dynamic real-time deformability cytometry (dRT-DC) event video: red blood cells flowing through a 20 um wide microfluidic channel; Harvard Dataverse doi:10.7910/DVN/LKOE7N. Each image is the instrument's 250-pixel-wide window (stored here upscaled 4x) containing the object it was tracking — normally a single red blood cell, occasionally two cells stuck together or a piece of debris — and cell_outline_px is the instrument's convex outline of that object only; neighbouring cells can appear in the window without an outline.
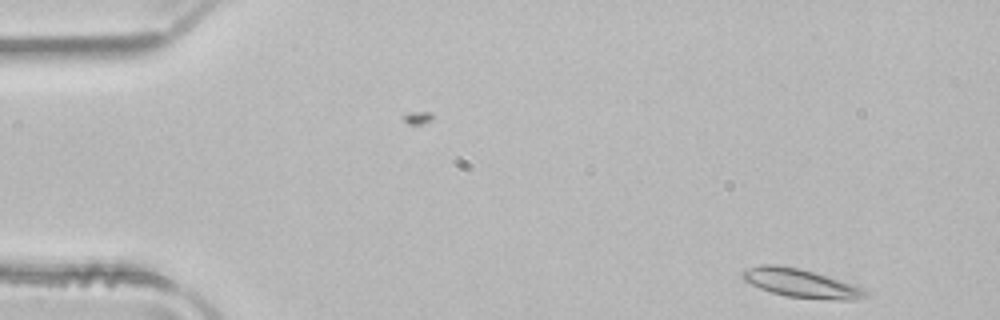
{"species": "common noctule bat (a hibernating species)", "species_latin": "Nyctalus noctula", "temperature_condition": "room temperature", "stored_images_in_passage": 49, "camera_frame_rate_fps": 3000, "um_per_image_px": 0.085, "animal": {"sex": "male", "body_mass_g": 21.5, "forearm_length_mm": 52.0}, "frame": {"image": 1, "passage_image": 2, "time_ms": 0.333, "image_size_px": [1000, 320], "cell_outline_px": [[868, 296], [856, 300], [836, 300], [784, 296], [760, 288], [744, 280], [740, 276], [748, 268], [760, 264], [776, 264], [796, 268], [812, 272], [864, 288], [868, 292]], "centroid_in_image_um": [68.08, 24.08], "position_along_channel_um": 16.9, "area_um2": 20.11}}
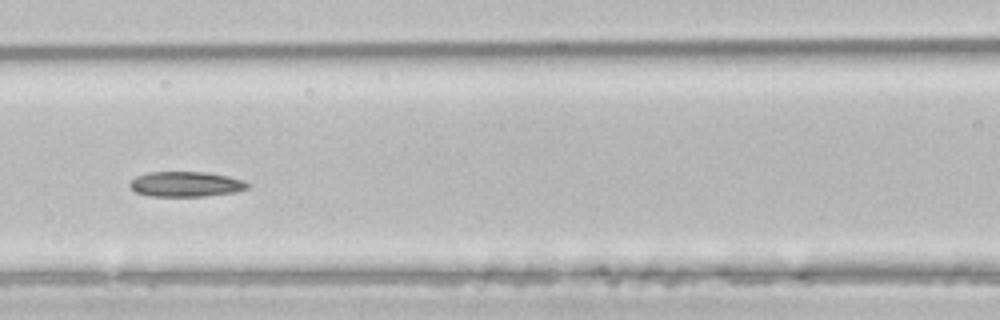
{"frame": {"image": 2, "passage_image": 20, "time_ms": 6.333, "image_size_px": [1000, 320], "cell_outline_px": [[252, 184], [248, 188], [236, 192], [204, 196], [152, 196], [136, 192], [128, 184], [136, 176], [148, 172], [208, 172], [228, 176], [244, 180]], "centroid_in_image_um": [15.85, 15.65], "position_along_channel_um": 150.8, "area_um2": 17.34}}
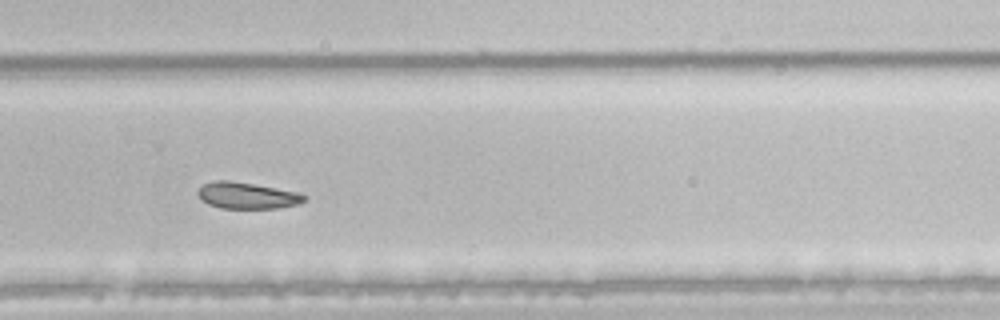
{"frame": {"image": 3, "passage_image": 32, "time_ms": 10.333, "image_size_px": [1000, 320], "cell_outline_px": [[308, 200], [300, 204], [280, 208], [220, 208], [208, 204], [196, 192], [204, 184], [212, 180], [228, 180], [276, 188], [296, 192], [308, 196]], "centroid_in_image_um": [21.05, 16.63], "position_along_channel_um": 308.8, "area_um2": 16.36}, "authors_computed_cell_mechanics": {"area_um2": 18.496, "velocity_mm_per_s": 3.9705, "shape_relaxation_time_tau1_ms": 4.3975, "shape_relaxation_time_tau2_ms": null, "deformation_change_tau1": 0.0775, "deformation_change_tau2": null}}